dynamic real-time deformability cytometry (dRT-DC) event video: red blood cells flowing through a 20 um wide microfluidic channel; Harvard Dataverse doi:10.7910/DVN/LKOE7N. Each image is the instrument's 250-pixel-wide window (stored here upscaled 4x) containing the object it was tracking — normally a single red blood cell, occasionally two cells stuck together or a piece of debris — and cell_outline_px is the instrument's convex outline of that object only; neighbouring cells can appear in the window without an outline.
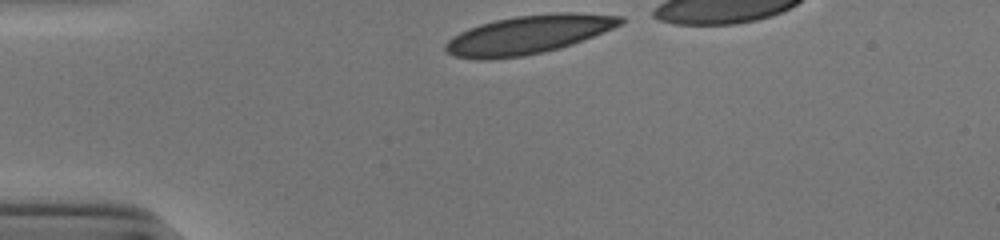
{"species": "human", "species_latin": "Homo sapiens", "temperature_condition": "cold", "stored_images_in_passage": 31, "camera_frame_rate_fps": 3000, "um_per_image_px": 0.085, "donor": {"sex": "male"}, "frame": {"image": 1, "passage_image": 1, "time_ms": 0.0, "image_size_px": [1000, 240], "cell_outline_px": [[624, 20], [620, 24], [604, 32], [572, 44], [560, 48], [544, 52], [524, 56], [488, 60], [476, 60], [456, 56], [448, 52], [444, 48], [444, 44], [452, 36], [468, 28], [480, 24], [496, 20], [516, 16], [556, 12], [568, 12], [624, 16]], "centroid_in_image_um": [44.88, 2.95], "position_along_channel_um": 40.1, "area_um2": 39.3}}
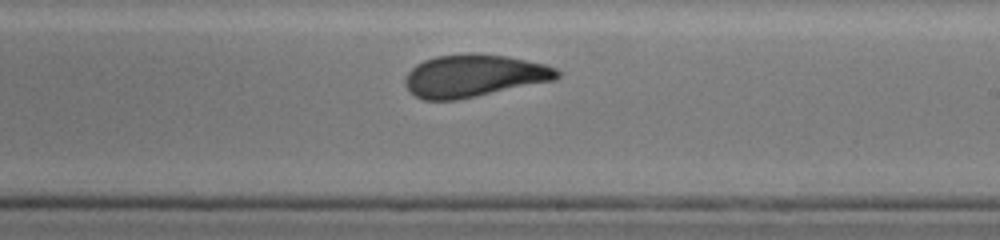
{"frame": {"image": 2, "passage_image": 20, "time_ms": 6.333, "image_size_px": [1000, 240], "cell_outline_px": [[560, 76], [556, 80], [456, 100], [424, 100], [408, 92], [404, 84], [404, 76], [416, 64], [424, 60], [436, 56], [508, 56], [544, 64], [556, 68], [560, 72]], "centroid_in_image_um": [40.26, 6.48], "position_along_channel_um": 248.7, "area_um2": 36.88}}
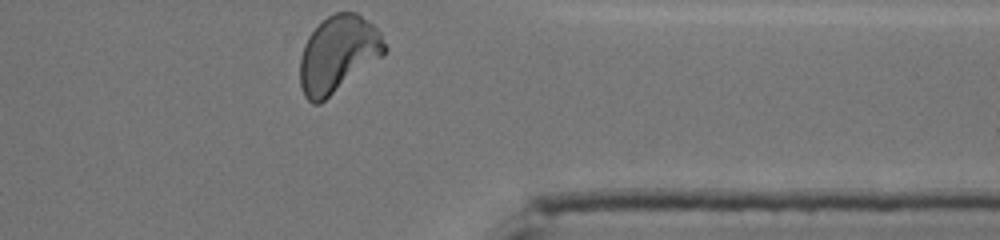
{"frame": {"image": 3, "passage_image": 31, "time_ms": 10.0, "image_size_px": [1000, 240], "cell_outline_px": [[388, 48], [380, 56], [320, 104], [312, 104], [304, 96], [300, 84], [300, 56], [304, 44], [308, 36], [328, 16], [336, 12], [356, 12], [368, 20], [380, 32]], "centroid_in_image_um": [28.7, 4.59], "position_along_channel_um": 382.7, "area_um2": 37.22}, "authors_computed_cell_mechanics": {"area_um2": 37.9168, "velocity_mm_per_s": 3.8625, "shape_relaxation_time_tau1_ms": 5.0122, "shape_relaxation_time_tau2_ms": 0.9948, "deformation_change_tau1": 0.1791, "deformation_change_tau2": 0.065}}